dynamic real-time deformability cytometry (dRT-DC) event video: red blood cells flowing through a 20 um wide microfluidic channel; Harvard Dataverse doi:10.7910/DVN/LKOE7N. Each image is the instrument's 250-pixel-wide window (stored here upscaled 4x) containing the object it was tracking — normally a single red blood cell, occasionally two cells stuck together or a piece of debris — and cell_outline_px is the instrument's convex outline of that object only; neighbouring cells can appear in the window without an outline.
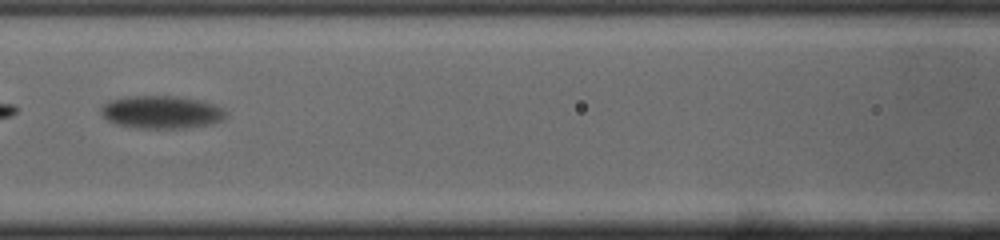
{"species": "common noctule bat (a hibernating species)", "species_latin": "Nyctalus noctula", "temperature_condition": "cold", "stored_images_in_passage": 45, "segment_of_instrument_passage": [1, 2], "camera_frame_rate_fps": 3000, "um_per_image_px": 0.085, "animal": {"sex": "male", "body_mass_g": 19.0, "forearm_length_mm": 50.8}, "frame": {"image": 1, "passage_image": 11, "time_ms": 3.333, "image_size_px": [1000, 240], "cell_outline_px": [[228, 112], [220, 120], [204, 124], [172, 128], [144, 128], [116, 124], [108, 120], [100, 112], [100, 108], [108, 100], [128, 96], [176, 96], [216, 104], [224, 108]], "centroid_in_image_um": [13.67, 9.5], "position_along_channel_um": 152.9, "area_um2": 23.41}}
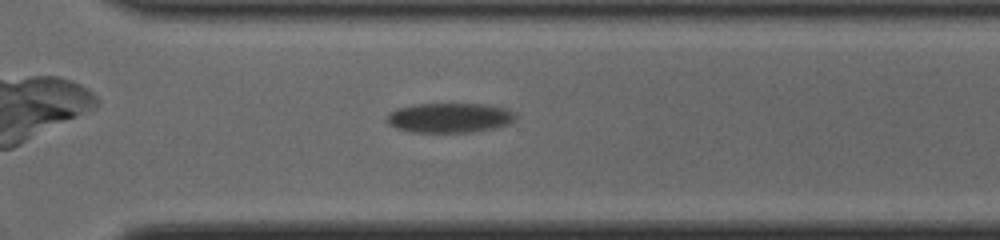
{"frame": {"image": 2, "passage_image": 26, "time_ms": 8.333, "image_size_px": [1000, 240], "cell_outline_px": [[516, 120], [512, 124], [472, 132], [412, 132], [396, 128], [388, 124], [384, 120], [396, 108], [416, 104], [484, 104], [508, 108], [516, 112]], "centroid_in_image_um": [38.26, 10.01], "position_along_channel_um": 332.3, "area_um2": 22.54}}
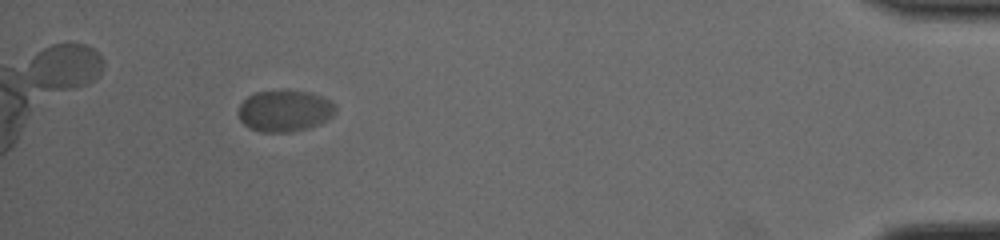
{"frame": {"image": 3, "passage_image": 39, "time_ms": 12.667, "image_size_px": [1000, 240], "cell_outline_px": [[336, 112], [332, 116], [320, 124], [308, 128], [292, 132], [260, 132], [248, 128], [240, 120], [240, 104], [248, 96], [256, 92], [284, 88], [312, 92], [336, 104]], "centroid_in_image_um": [24.22, 9.4], "position_along_channel_um": 411.0, "area_um2": 23.99}}